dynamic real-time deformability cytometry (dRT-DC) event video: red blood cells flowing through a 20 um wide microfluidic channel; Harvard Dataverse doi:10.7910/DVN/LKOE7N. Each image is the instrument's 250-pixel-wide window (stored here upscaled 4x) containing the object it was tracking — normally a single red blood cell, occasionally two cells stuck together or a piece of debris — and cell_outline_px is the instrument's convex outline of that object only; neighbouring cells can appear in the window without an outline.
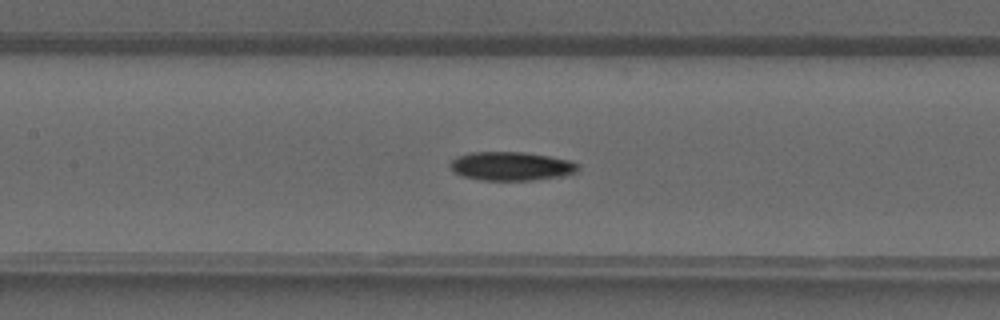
{"species": "common noctule bat (a hibernating species)", "species_latin": "Nyctalus noctula", "temperature_condition": "warm", "stored_images_in_passage": 34, "camera_frame_rate_fps": 3000, "um_per_image_px": 0.085, "animal": {"sex": "male", "forearm_length_mm": 52.5}, "frame": {"image": 1, "passage_image": 19, "time_ms": 6.0, "image_size_px": [1000, 320], "cell_outline_px": [[580, 168], [576, 172], [564, 176], [532, 180], [480, 180], [464, 176], [452, 172], [448, 164], [452, 160], [460, 156], [472, 152], [524, 152], [572, 160], [580, 164]], "centroid_in_image_um": [43.49, 14.13], "position_along_channel_um": 163.9, "area_um2": 21.56}}
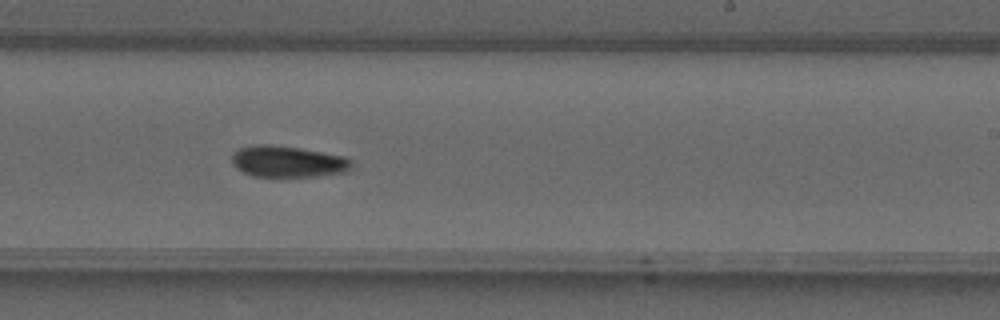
{"frame": {"image": 2, "passage_image": 25, "time_ms": 8.0, "image_size_px": [1000, 320], "cell_outline_px": [[352, 164], [348, 172], [316, 176], [252, 176], [236, 168], [232, 164], [232, 152], [240, 148], [252, 144], [272, 144], [300, 148], [344, 156], [352, 160]], "centroid_in_image_um": [24.45, 13.72], "position_along_channel_um": 264.6, "area_um2": 22.02}}
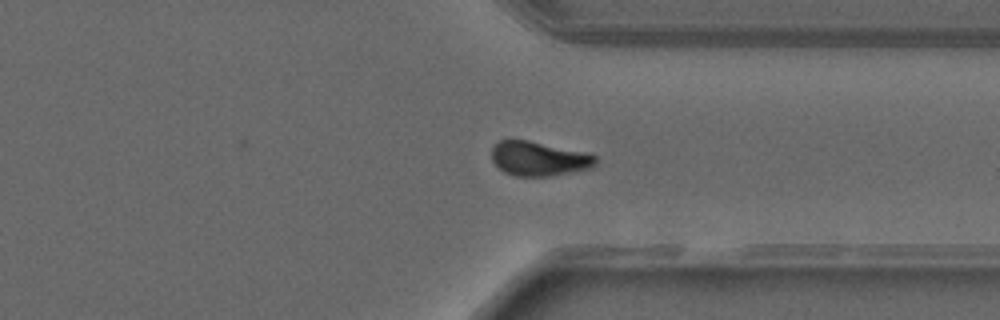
{"frame": {"image": 3, "passage_image": 31, "time_ms": 10.0, "image_size_px": [1000, 320], "cell_outline_px": [[596, 164], [592, 168], [548, 176], [516, 176], [504, 172], [492, 160], [492, 144], [500, 140], [528, 140], [592, 152], [596, 156]], "centroid_in_image_um": [45.85, 13.46], "position_along_channel_um": 365.6, "area_um2": 21.15}}